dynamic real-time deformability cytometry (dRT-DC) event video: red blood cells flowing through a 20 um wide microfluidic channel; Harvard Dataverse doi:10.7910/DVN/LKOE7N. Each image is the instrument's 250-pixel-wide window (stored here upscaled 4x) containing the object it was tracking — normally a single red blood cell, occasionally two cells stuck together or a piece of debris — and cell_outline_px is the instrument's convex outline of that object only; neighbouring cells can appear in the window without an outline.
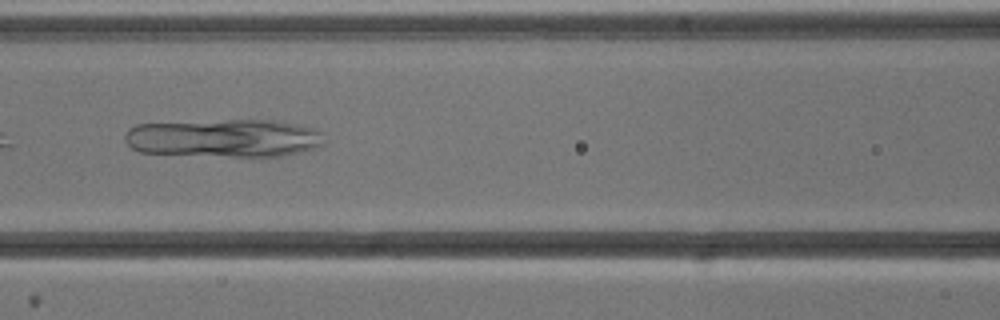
{"species": "common noctule bat (a hibernating species)", "species_latin": "Nyctalus noctula", "temperature_condition": "cold", "stored_images_in_passage": 7, "camera_frame_rate_fps": 3000, "um_per_image_px": 0.085, "animal": {"sex": "male", "body_mass_g": 13.3}, "frame": {"image": 1, "passage_image": 5, "time_ms": 4.667, "image_size_px": [1000, 320], "cell_outline_px": [[324, 144], [320, 148], [284, 156], [236, 156], [140, 152], [132, 148], [124, 140], [124, 136], [128, 128], [136, 124], [228, 120], [276, 120], [316, 128], [324, 132]], "centroid_in_image_um": [19.13, 11.73], "position_along_channel_um": 147.5, "area_um2": 44.51}}
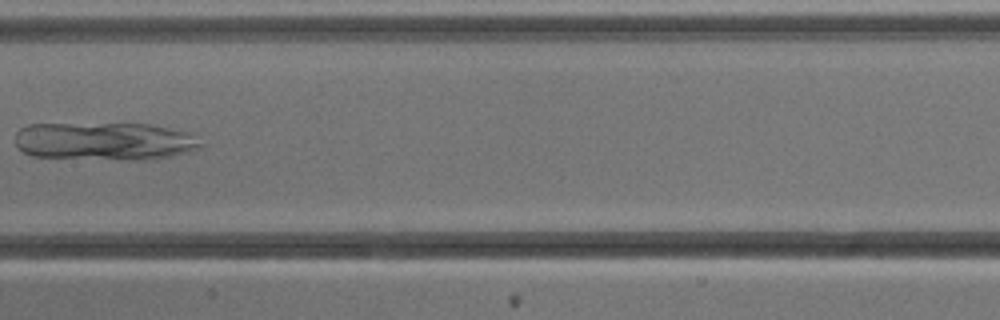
{"frame": {"image": 2, "passage_image": 6, "time_ms": 6.0, "image_size_px": [1000, 320], "cell_outline_px": [[204, 144], [200, 148], [188, 152], [168, 156], [144, 160], [136, 160], [32, 156], [24, 152], [16, 144], [16, 132], [20, 128], [28, 124], [148, 124], [188, 132]], "centroid_in_image_um": [8.89, 12.0], "position_along_channel_um": 198.5, "area_um2": 40.81}}
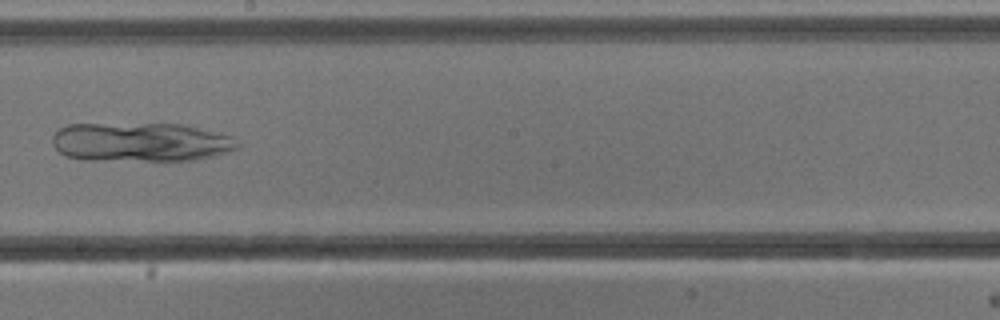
{"frame": {"image": 3, "passage_image": 7, "time_ms": 7.0, "image_size_px": [1000, 320], "cell_outline_px": [[240, 148], [228, 152], [196, 160], [84, 160], [64, 156], [52, 144], [52, 136], [60, 128], [68, 124], [184, 124], [232, 136], [240, 144]], "centroid_in_image_um": [11.97, 12.08], "position_along_channel_um": 236.2, "area_um2": 42.37}}